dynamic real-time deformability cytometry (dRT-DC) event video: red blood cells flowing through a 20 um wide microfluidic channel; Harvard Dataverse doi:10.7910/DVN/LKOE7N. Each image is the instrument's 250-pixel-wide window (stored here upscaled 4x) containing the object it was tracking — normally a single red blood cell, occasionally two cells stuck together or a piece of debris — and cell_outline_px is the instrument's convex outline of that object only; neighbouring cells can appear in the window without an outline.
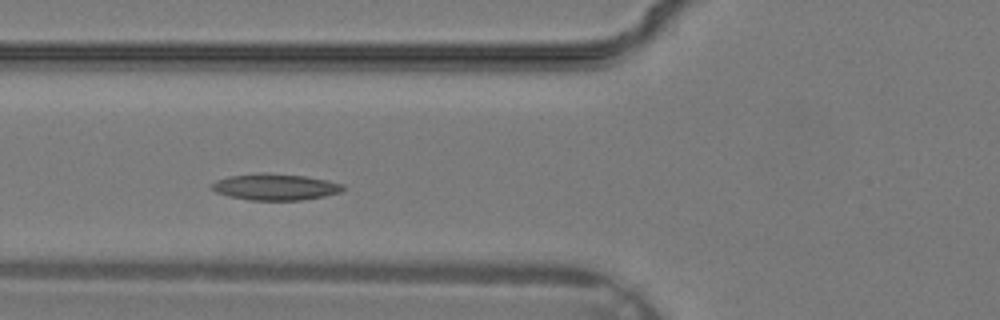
{"species": "common noctule bat (a hibernating species)", "species_latin": "Nyctalus noctula", "temperature_condition": "warm", "stored_images_in_passage": 21, "camera_frame_rate_fps": 3000, "um_per_image_px": 0.085, "animal": {"sex": "male", "body_mass_g": 19.2, "forearm_length_mm": 51.8}, "frame": {"image": 1, "passage_image": 6, "time_ms": 1.667, "image_size_px": [1000, 320], "cell_outline_px": [[348, 188], [340, 192], [324, 196], [304, 200], [248, 200], [228, 196], [216, 192], [208, 188], [216, 180], [228, 176], [260, 172], [264, 172], [304, 176], [328, 180], [344, 184]], "centroid_in_image_um": [23.39, 15.88], "position_along_channel_um": 102.4, "area_um2": 20.52}}
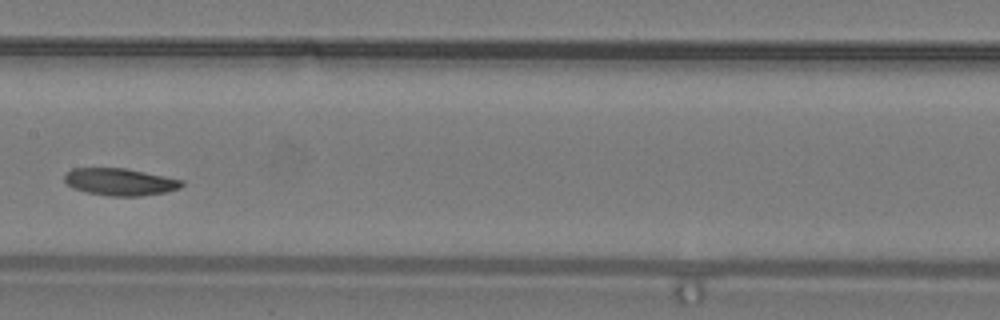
{"frame": {"image": 2, "passage_image": 11, "time_ms": 3.333, "image_size_px": [1000, 320], "cell_outline_px": [[184, 184], [180, 188], [164, 192], [140, 196], [112, 196], [88, 192], [72, 188], [64, 180], [64, 176], [72, 168], [128, 168], [184, 180]], "centroid_in_image_um": [10.22, 15.45], "position_along_channel_um": 197.2, "area_um2": 18.55}}
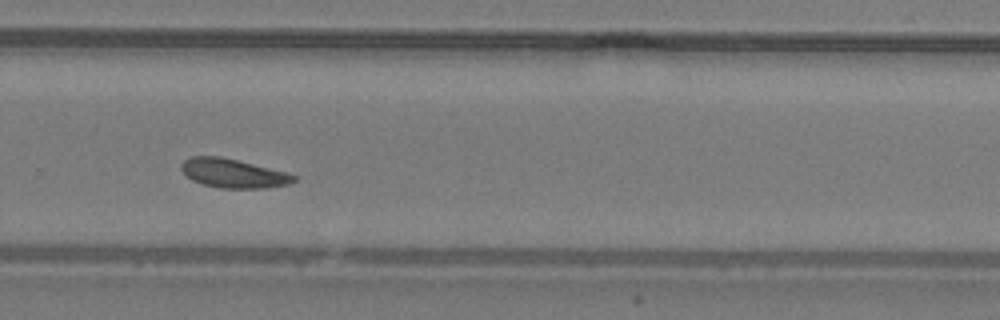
{"frame": {"image": 3, "passage_image": 17, "time_ms": 5.333, "image_size_px": [1000, 320], "cell_outline_px": [[296, 180], [288, 184], [268, 188], [220, 188], [204, 184], [192, 180], [180, 168], [180, 164], [184, 160], [192, 156], [220, 156], [288, 172], [296, 176]], "centroid_in_image_um": [19.84, 14.73], "position_along_channel_um": 310.0, "area_um2": 18.96}}